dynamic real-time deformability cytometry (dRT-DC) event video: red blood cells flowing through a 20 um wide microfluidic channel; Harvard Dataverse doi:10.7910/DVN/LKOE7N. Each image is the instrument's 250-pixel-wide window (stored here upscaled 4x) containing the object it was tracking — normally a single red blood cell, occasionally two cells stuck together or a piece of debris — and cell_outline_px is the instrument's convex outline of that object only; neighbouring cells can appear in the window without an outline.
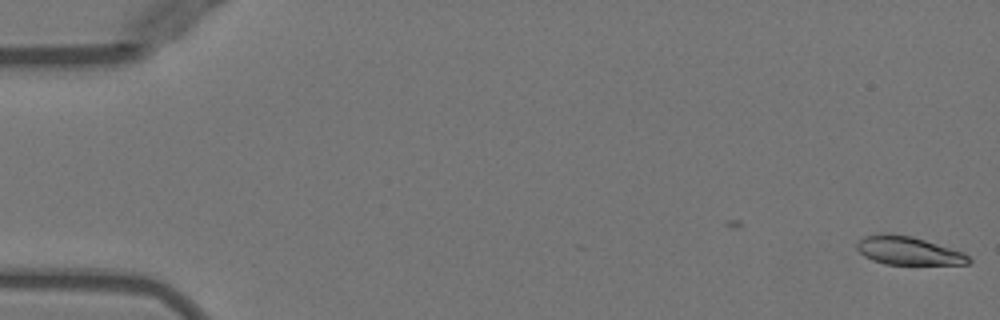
{"species": "Egyptian fruit bat (a non-hibernating species)", "species_latin": "Rousettus aegyptiacus", "temperature_condition": "warm", "stored_images_in_passage": 48, "camera_frame_rate_fps": 3000, "um_per_image_px": 0.085, "animal": {"sex": "female"}, "frame": {"image": 1, "passage_image": 1, "time_ms": 0.0, "image_size_px": [1000, 320], "cell_outline_px": [[972, 260], [968, 264], [884, 264], [872, 260], [864, 256], [856, 248], [856, 244], [864, 236], [880, 232], [884, 232], [912, 236], [964, 252]], "centroid_in_image_um": [77.18, 21.29], "position_along_channel_um": 7.8, "area_um2": 18.55}}
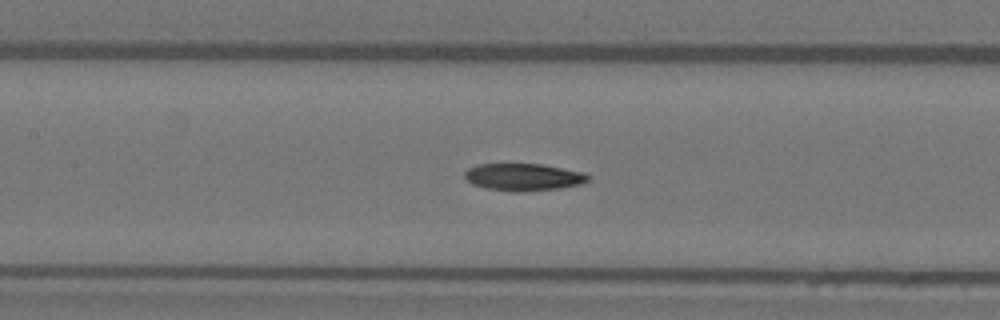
{"frame": {"image": 2, "passage_image": 24, "time_ms": 7.667, "image_size_px": [1000, 320], "cell_outline_px": [[592, 176], [588, 180], [580, 184], [560, 188], [524, 192], [512, 192], [484, 188], [472, 184], [464, 176], [464, 172], [468, 168], [476, 164], [540, 164], [584, 172]], "centroid_in_image_um": [44.48, 15.06], "position_along_channel_um": 162.9, "area_um2": 19.77}}
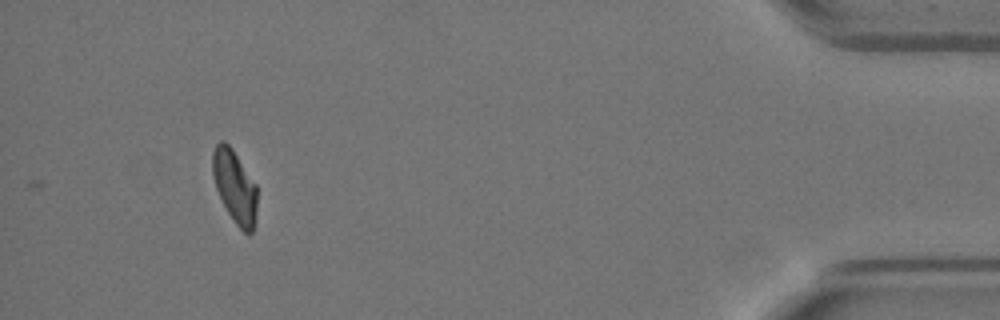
{"frame": {"image": 3, "passage_image": 48, "time_ms": 15.667, "image_size_px": [1000, 320], "cell_outline_px": [[256, 220], [252, 232], [248, 236], [236, 224], [228, 212], [216, 188], [212, 172], [212, 152], [216, 144], [220, 140], [224, 140], [232, 148], [256, 184]], "centroid_in_image_um": [19.95, 15.84], "position_along_channel_um": 415.2, "area_um2": 18.84}, "authors_computed_cell_mechanics": {"area_um2": 19.5942, "velocity_mm_per_s": 3.9643, "shape_relaxation_time_tau1_ms": 4.9428, "shape_relaxation_time_tau2_ms": 5.7161, "deformation_change_tau1": 0.1772, "deformation_change_tau2": 0.0911}}